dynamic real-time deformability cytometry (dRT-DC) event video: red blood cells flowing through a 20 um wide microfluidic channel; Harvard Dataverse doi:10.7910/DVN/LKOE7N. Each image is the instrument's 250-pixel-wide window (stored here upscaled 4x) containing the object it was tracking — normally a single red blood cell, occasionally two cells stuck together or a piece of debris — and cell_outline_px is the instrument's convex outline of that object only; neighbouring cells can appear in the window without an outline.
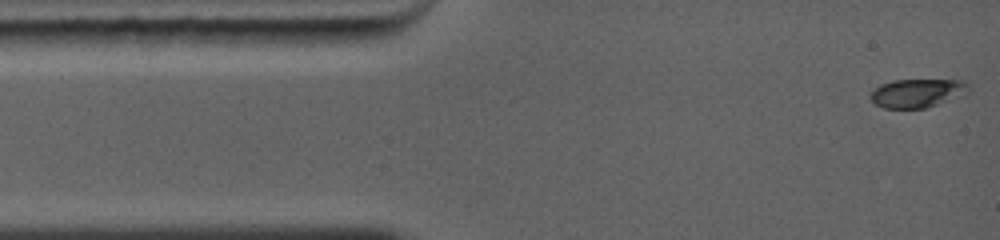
{"species": "common noctule bat (a hibernating species)", "species_latin": "Nyctalus noctula", "temperature_condition": "warm", "stored_images_in_passage": 41, "camera_frame_rate_fps": 5000, "um_per_image_px": 0.085, "animal": {"sex": "female", "body_mass_g": 19.0, "forearm_length_mm": 56.7}, "frame": {"image": 1, "passage_image": 1, "time_ms": 0.0, "image_size_px": [1000, 240], "cell_outline_px": [[968, 92], [964, 96], [924, 108], [884, 108], [876, 104], [868, 96], [880, 84], [896, 80], [960, 80], [968, 84]], "centroid_in_image_um": [77.98, 7.91], "position_along_channel_um": 7.0, "area_um2": 16.3}}
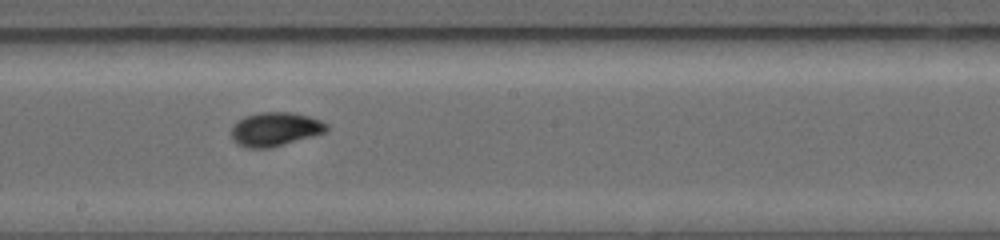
{"frame": {"image": 2, "passage_image": 17, "time_ms": 6.6, "image_size_px": [1000, 240], "cell_outline_px": [[328, 128], [324, 132], [312, 136], [284, 144], [268, 148], [244, 148], [236, 144], [232, 140], [232, 128], [240, 120], [248, 116], [260, 112], [292, 112], [308, 116], [320, 120], [328, 124]], "centroid_in_image_um": [23.38, 10.99], "position_along_channel_um": 224.8, "area_um2": 18.55}}
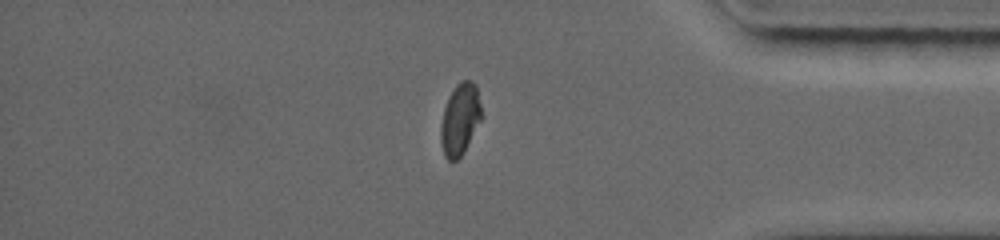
{"frame": {"image": 3, "passage_image": 35, "time_ms": 11.0, "image_size_px": [1000, 240], "cell_outline_px": [[480, 120], [460, 156], [456, 160], [448, 160], [444, 156], [440, 140], [440, 128], [444, 108], [456, 84], [460, 80], [472, 80], [476, 84], [480, 104]], "centroid_in_image_um": [39.07, 10.11], "position_along_channel_um": 396.1, "area_um2": 16.47}}